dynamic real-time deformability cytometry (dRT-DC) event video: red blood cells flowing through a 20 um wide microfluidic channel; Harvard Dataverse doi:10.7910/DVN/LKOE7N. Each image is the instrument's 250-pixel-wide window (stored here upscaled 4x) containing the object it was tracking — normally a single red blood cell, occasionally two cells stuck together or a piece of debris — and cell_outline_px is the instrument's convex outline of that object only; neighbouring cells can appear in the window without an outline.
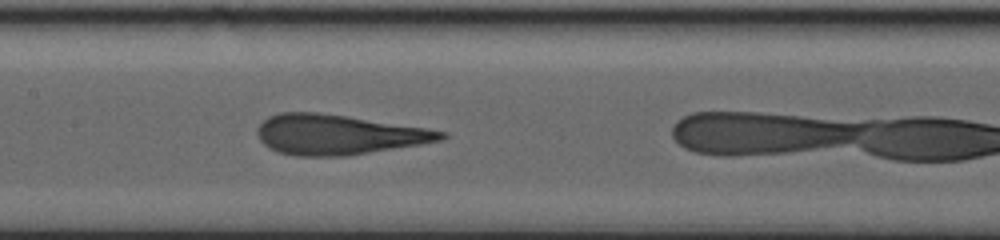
{"species": "human", "species_latin": "Homo sapiens", "temperature_condition": "warm", "stored_images_in_passage": 45, "camera_frame_rate_fps": 3000, "um_per_image_px": 0.085, "donor": {"sex": "male"}, "frame": {"image": 1, "passage_image": 12, "time_ms": 3.333, "image_size_px": [1000, 240], "cell_outline_px": [[448, 136], [440, 140], [420, 144], [344, 156], [296, 156], [280, 152], [268, 148], [260, 140], [256, 132], [256, 128], [268, 116], [280, 112], [316, 112], [348, 116], [424, 128], [448, 132]], "centroid_in_image_um": [28.69, 11.43], "position_along_channel_um": 178.7, "area_um2": 42.54}}
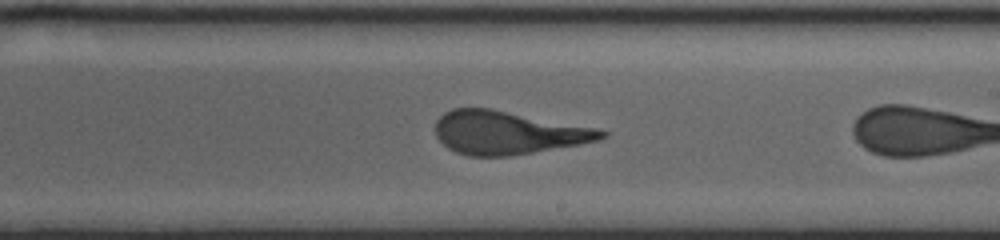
{"frame": {"image": 2, "passage_image": 22, "time_ms": 6.0, "image_size_px": [1000, 240], "cell_outline_px": [[608, 136], [600, 140], [580, 144], [512, 156], [468, 156], [456, 152], [448, 148], [436, 136], [436, 120], [444, 112], [452, 108], [492, 108], [596, 128], [608, 132]], "centroid_in_image_um": [43.16, 11.27], "position_along_channel_um": 245.8, "area_um2": 41.91}}
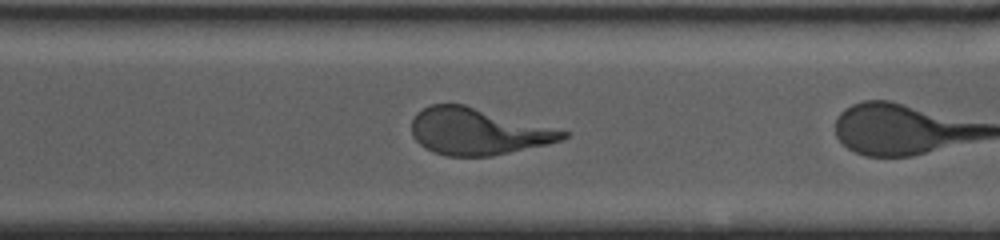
{"frame": {"image": 3, "passage_image": 42, "time_ms": 9.333, "image_size_px": [1000, 240], "cell_outline_px": [[568, 136], [560, 140], [548, 144], [492, 156], [448, 156], [432, 152], [424, 148], [412, 136], [412, 120], [416, 112], [432, 104], [464, 104], [568, 132]], "centroid_in_image_um": [40.55, 11.18], "position_along_channel_um": 330.0, "area_um2": 40.81}}